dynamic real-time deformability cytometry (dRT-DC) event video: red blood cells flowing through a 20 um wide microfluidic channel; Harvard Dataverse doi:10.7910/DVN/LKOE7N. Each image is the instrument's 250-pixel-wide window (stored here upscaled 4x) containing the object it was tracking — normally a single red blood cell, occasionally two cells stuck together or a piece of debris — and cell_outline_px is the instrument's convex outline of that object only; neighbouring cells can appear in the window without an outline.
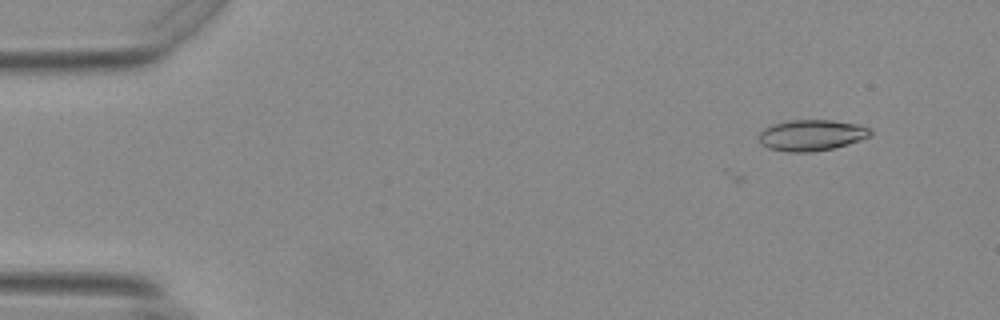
{"species": "Egyptian fruit bat (a non-hibernating species)", "species_latin": "Rousettus aegyptiacus", "temperature_condition": "warm", "stored_images_in_passage": 5, "camera_frame_rate_fps": 3000, "um_per_image_px": 0.085, "animal": {"sex": "female"}, "frame": {"image": 1, "passage_image": 3, "time_ms": 0.667, "image_size_px": [1000, 320], "cell_outline_px": [[872, 136], [848, 144], [832, 148], [812, 152], [792, 152], [768, 148], [760, 144], [760, 132], [764, 128], [788, 120], [832, 120], [860, 124], [872, 128]], "centroid_in_image_um": [69.04, 11.48], "position_along_channel_um": 16.0, "area_um2": 20.23}}